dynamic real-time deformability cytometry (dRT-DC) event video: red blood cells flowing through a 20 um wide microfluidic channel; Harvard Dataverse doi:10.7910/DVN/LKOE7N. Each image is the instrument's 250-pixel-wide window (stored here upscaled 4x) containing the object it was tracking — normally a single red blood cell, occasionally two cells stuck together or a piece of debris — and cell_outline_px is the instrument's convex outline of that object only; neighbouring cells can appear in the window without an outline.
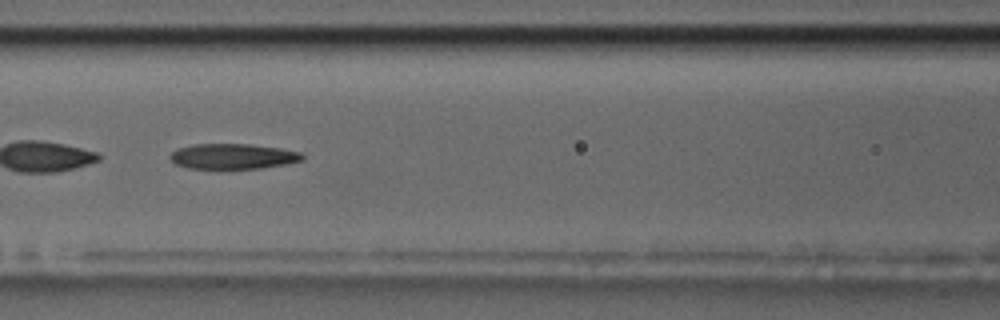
{"species": "common noctule bat (a hibernating species)", "species_latin": "Nyctalus noctula", "temperature_condition": "room temperature", "stored_images_in_passage": 13, "camera_frame_rate_fps": 3000, "um_per_image_px": 0.085, "animal": {"sex": "male", "body_mass_g": 17.5, "forearm_length_mm": 52.3}, "frame": {"image": 1, "passage_image": 6, "time_ms": 6.333, "image_size_px": [1000, 320], "cell_outline_px": [[304, 160], [284, 164], [260, 168], [188, 168], [176, 164], [168, 156], [176, 148], [196, 144], [248, 144], [280, 148], [300, 152], [304, 156]], "centroid_in_image_um": [19.79, 13.28], "position_along_channel_um": 146.8, "area_um2": 19.36}}
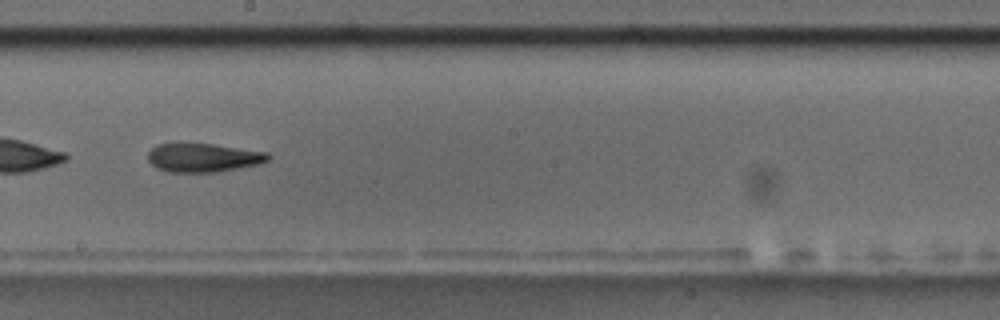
{"frame": {"image": 2, "passage_image": 8, "time_ms": 8.667, "image_size_px": [1000, 320], "cell_outline_px": [[272, 156], [268, 160], [260, 164], [216, 172], [168, 172], [156, 168], [148, 160], [148, 152], [156, 144], [212, 144], [268, 152]], "centroid_in_image_um": [17.29, 13.41], "position_along_channel_um": 230.9, "area_um2": 20.06}, "authors_computed_cell_mechanics": {"area_um2": 20.4034, "velocity_mm_per_s": 3.6248, "shape_relaxation_time_tau1_ms": 11.2577, "shape_relaxation_time_tau2_ms": null, "deformation_change_tau1": 0.2908, "deformation_change_tau2": null}}